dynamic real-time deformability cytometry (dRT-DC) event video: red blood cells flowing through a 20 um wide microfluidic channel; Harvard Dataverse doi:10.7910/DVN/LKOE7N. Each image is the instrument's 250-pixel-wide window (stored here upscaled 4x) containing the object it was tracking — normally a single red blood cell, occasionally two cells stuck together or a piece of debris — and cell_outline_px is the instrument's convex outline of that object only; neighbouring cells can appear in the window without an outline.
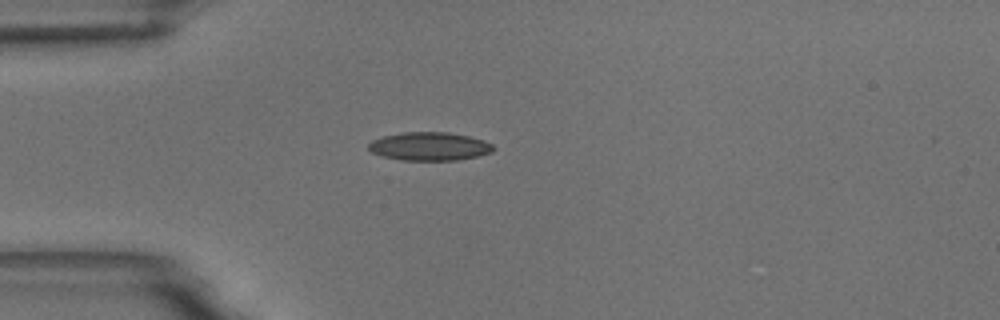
{"species": "common noctule bat (a hibernating species)", "species_latin": "Nyctalus noctula", "temperature_condition": "room temperature", "stored_images_in_passage": 41, "camera_frame_rate_fps": 3000, "um_per_image_px": 0.085, "animal": {"sex": "male", "body_mass_g": 18.8}, "frame": {"image": 1, "passage_image": 1, "time_ms": 0.0, "image_size_px": [1000, 320], "cell_outline_px": [[496, 148], [492, 152], [476, 156], [456, 160], [400, 160], [384, 156], [372, 152], [368, 148], [368, 144], [372, 140], [384, 136], [400, 132], [448, 132], [468, 136], [484, 140], [492, 144]], "centroid_in_image_um": [36.51, 12.43], "position_along_channel_um": 48.5, "area_um2": 20.58}}
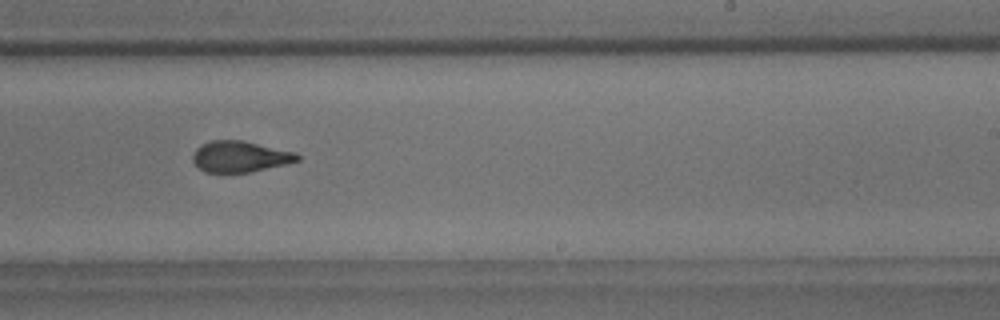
{"frame": {"image": 2, "passage_image": 20, "time_ms": 6.333, "image_size_px": [1000, 320], "cell_outline_px": [[300, 160], [252, 172], [204, 172], [192, 160], [192, 156], [196, 148], [200, 144], [212, 140], [244, 140], [296, 152], [300, 156]], "centroid_in_image_um": [20.4, 13.29], "position_along_channel_um": 268.6, "area_um2": 19.02}}
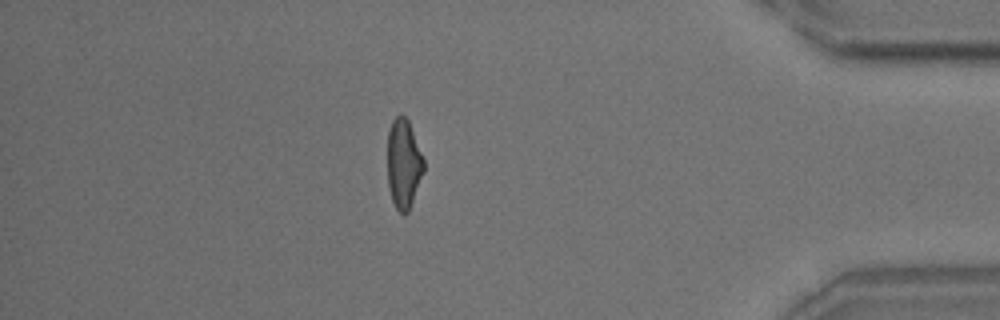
{"frame": {"image": 3, "passage_image": 34, "time_ms": 11.0, "image_size_px": [1000, 320], "cell_outline_px": [[424, 172], [408, 212], [400, 212], [396, 208], [392, 200], [388, 188], [388, 132], [392, 120], [396, 116], [404, 116], [408, 120], [424, 160]], "centroid_in_image_um": [34.3, 13.93], "position_along_channel_um": 400.9, "area_um2": 18.67}, "authors_computed_cell_mechanics": {"area_um2": 19.652, "velocity_mm_per_s": 3.6633, "shape_relaxation_time_tau1_ms": 6.3812, "shape_relaxation_time_tau2_ms": 1.5808, "deformation_change_tau1": 0.1797, "deformation_change_tau2": 0.0772}}